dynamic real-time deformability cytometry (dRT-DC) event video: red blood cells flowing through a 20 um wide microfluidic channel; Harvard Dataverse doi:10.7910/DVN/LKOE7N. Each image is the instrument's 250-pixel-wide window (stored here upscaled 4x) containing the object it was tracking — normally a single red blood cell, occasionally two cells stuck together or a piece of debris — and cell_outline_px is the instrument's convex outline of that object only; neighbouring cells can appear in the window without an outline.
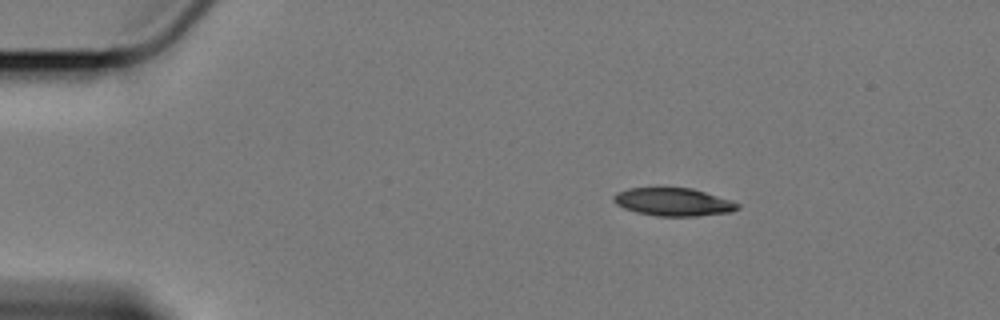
{"species": "Egyptian fruit bat (a non-hibernating species)", "species_latin": "Rousettus aegyptiacus", "temperature_condition": "cold", "stored_images_in_passage": 4, "segment_of_instrument_passage": [1, 2], "camera_frame_rate_fps": 3000, "um_per_image_px": 0.085, "animal": {"sex": "female"}, "frame": {"image": 1, "passage_image": 1, "time_ms": 0.0, "image_size_px": [1000, 320], "cell_outline_px": [[740, 208], [732, 212], [696, 216], [656, 216], [636, 212], [624, 208], [616, 204], [612, 200], [612, 196], [616, 192], [628, 188], [692, 188], [732, 200], [740, 204]], "centroid_in_image_um": [57.23, 17.17], "position_along_channel_um": 27.8, "area_um2": 20.35}}